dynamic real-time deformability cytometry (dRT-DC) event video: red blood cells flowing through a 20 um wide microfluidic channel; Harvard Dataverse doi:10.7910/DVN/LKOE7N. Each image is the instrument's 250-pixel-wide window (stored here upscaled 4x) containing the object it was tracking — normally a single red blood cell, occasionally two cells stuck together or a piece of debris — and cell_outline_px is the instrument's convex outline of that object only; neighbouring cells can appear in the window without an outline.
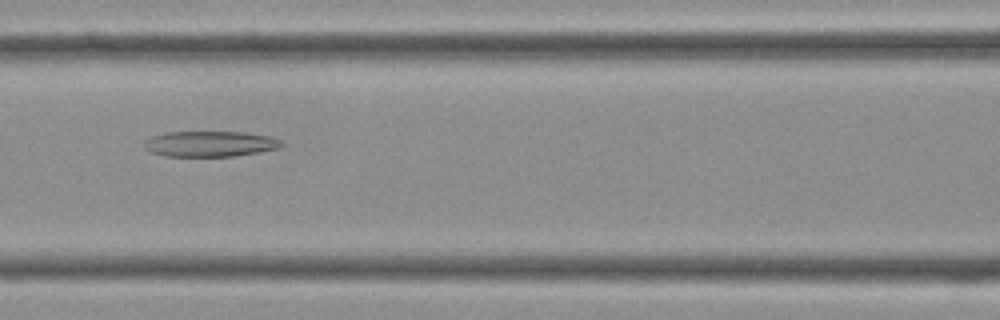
{"species": "Egyptian fruit bat (a non-hibernating species)", "species_latin": "Rousettus aegyptiacus", "temperature_condition": "cold", "stored_images_in_passage": 38, "camera_frame_rate_fps": 3000, "um_per_image_px": 0.085, "frame": {"image": 1, "passage_image": 15, "time_ms": 4.667, "image_size_px": [1000, 320], "cell_outline_px": [[284, 144], [280, 148], [260, 152], [232, 156], [164, 156], [152, 152], [144, 148], [144, 140], [152, 136], [164, 132], [244, 132], [272, 136], [280, 140]], "centroid_in_image_um": [17.87, 12.22], "position_along_channel_um": 148.7, "area_um2": 20.63}}
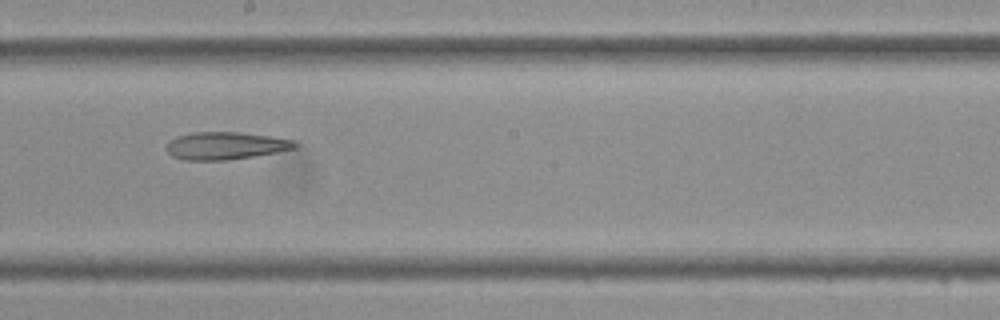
{"frame": {"image": 2, "passage_image": 20, "time_ms": 6.333, "image_size_px": [1000, 320], "cell_outline_px": [[300, 144], [296, 148], [276, 152], [228, 160], [184, 160], [172, 156], [168, 152], [168, 144], [176, 136], [192, 132], [240, 132], [272, 136], [292, 140]], "centroid_in_image_um": [19.2, 12.38], "position_along_channel_um": 229.0, "area_um2": 20.52}}
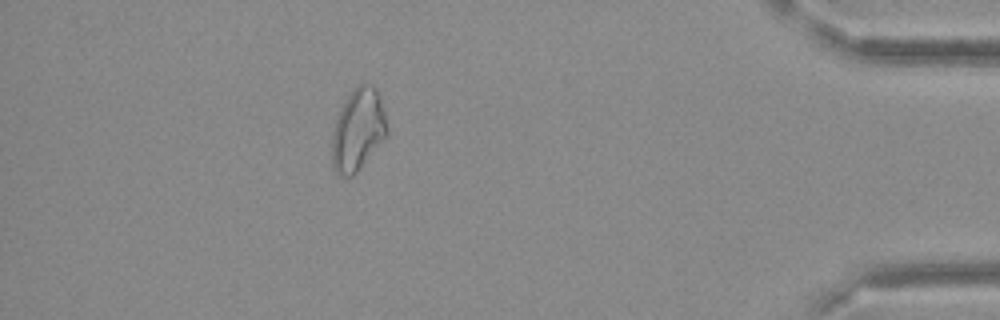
{"frame": {"image": 3, "passage_image": 34, "time_ms": 11.0, "image_size_px": [1000, 320], "cell_outline_px": [[388, 132], [356, 172], [352, 176], [340, 176], [332, 168], [332, 132], [340, 108], [352, 88], [360, 84], [372, 84], [376, 88], [380, 96], [388, 128]], "centroid_in_image_um": [30.4, 11.0], "position_along_channel_um": 404.8, "area_um2": 26.07}}